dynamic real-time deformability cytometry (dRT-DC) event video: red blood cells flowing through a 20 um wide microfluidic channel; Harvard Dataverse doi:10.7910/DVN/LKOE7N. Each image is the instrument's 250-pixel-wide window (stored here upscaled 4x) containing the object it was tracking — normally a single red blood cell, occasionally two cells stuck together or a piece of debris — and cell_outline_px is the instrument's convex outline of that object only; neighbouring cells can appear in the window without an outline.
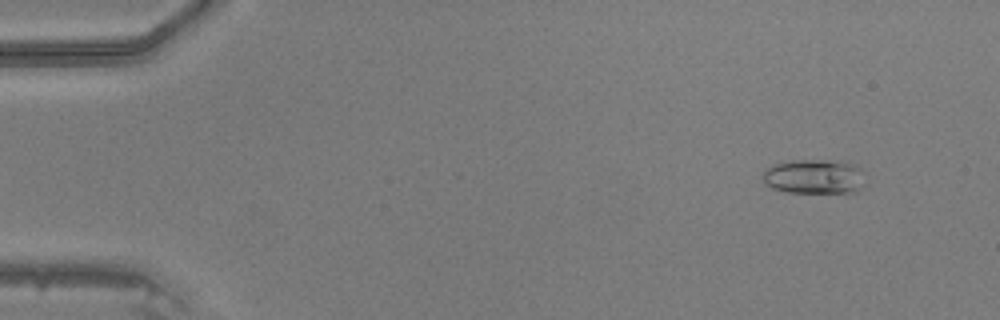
{"species": "common noctule bat (a hibernating species)", "species_latin": "Nyctalus noctula", "temperature_condition": "warm", "stored_images_in_passage": 44, "camera_frame_rate_fps": 3000, "um_per_image_px": 0.085, "animal": {"sex": "male", "body_mass_g": 20.5, "forearm_length_mm": 52.5}, "frame": {"image": 1, "passage_image": 1, "time_ms": 0.0, "image_size_px": [1000, 320], "cell_outline_px": [[864, 184], [856, 192], [784, 192], [772, 188], [764, 184], [764, 172], [772, 164], [792, 160], [848, 160], [856, 164], [860, 168]], "centroid_in_image_um": [69.23, 14.99], "position_along_channel_um": 15.8, "area_um2": 20.87}}
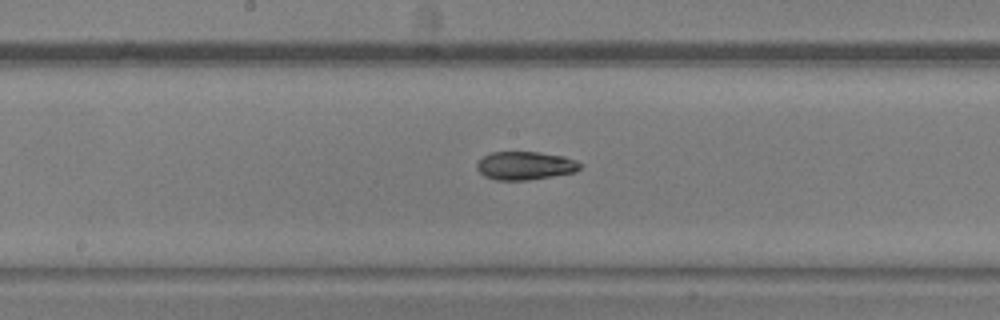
{"frame": {"image": 2, "passage_image": 22, "time_ms": 7.0, "image_size_px": [1000, 320], "cell_outline_px": [[584, 164], [576, 172], [528, 180], [496, 180], [484, 176], [476, 168], [476, 164], [484, 156], [492, 152], [540, 152], [564, 156], [576, 160]], "centroid_in_image_um": [44.67, 14.08], "position_along_channel_um": 203.5, "area_um2": 17.11}}
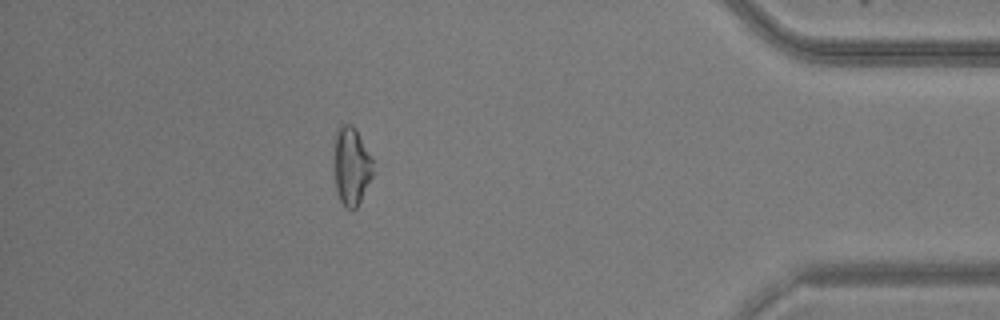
{"frame": {"image": 3, "passage_image": 39, "time_ms": 12.667, "image_size_px": [1000, 320], "cell_outline_px": [[372, 176], [356, 208], [352, 212], [340, 200], [336, 192], [336, 128], [340, 124], [352, 124], [356, 128], [372, 156]], "centroid_in_image_um": [29.9, 14.09], "position_along_channel_um": 405.3, "area_um2": 17.34}}